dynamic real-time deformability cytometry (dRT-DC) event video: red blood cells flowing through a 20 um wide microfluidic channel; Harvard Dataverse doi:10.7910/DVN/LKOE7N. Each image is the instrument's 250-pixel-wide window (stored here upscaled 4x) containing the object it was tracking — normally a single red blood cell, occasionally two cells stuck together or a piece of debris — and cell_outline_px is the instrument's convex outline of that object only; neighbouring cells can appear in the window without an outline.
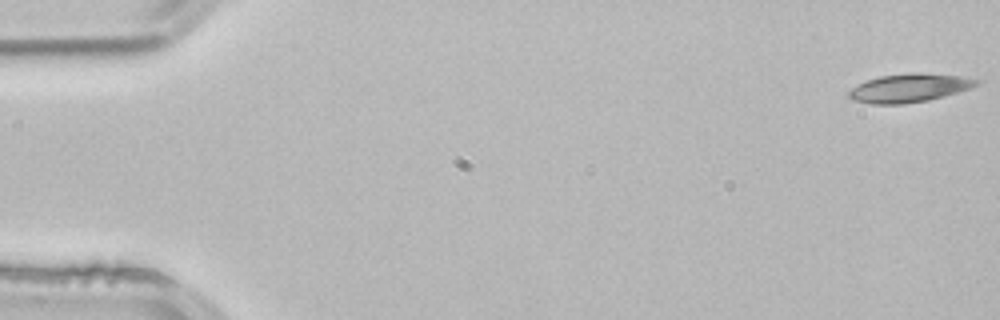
{"species": "common noctule bat (a hibernating species)", "species_latin": "Nyctalus noctula", "temperature_condition": "room temperature", "stored_images_in_passage": 3, "camera_frame_rate_fps": 3000, "um_per_image_px": 0.085, "animal": {"sex": "male", "body_mass_g": 21.5, "forearm_length_mm": 52.0}, "frame": {"image": 1, "passage_image": 1, "time_ms": 0.0, "image_size_px": [1000, 320], "cell_outline_px": [[984, 80], [980, 84], [972, 88], [944, 96], [928, 100], [904, 104], [872, 104], [852, 100], [848, 96], [848, 92], [852, 88], [868, 80], [880, 76], [912, 72], [960, 76]], "centroid_in_image_um": [77.34, 7.48], "position_along_channel_um": 7.7, "area_um2": 21.21}}